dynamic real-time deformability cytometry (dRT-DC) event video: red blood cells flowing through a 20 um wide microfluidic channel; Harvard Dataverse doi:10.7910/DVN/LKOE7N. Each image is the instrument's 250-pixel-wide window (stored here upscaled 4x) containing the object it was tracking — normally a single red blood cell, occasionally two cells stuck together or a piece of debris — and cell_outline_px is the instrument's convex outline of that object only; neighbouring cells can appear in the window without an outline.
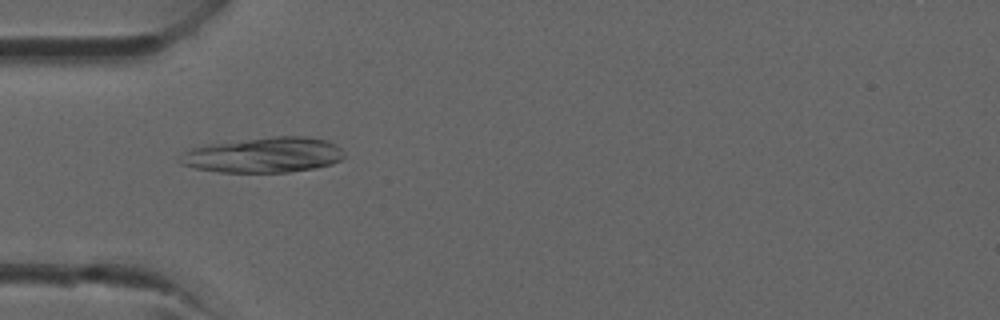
{"species": "common noctule bat (a hibernating species)", "species_latin": "Nyctalus noctula", "temperature_condition": "room temperature", "stored_images_in_passage": 38, "camera_frame_rate_fps": 3000, "um_per_image_px": 0.085, "animal": {"sex": "male", "forearm_length_mm": 52.5}, "frame": {"image": 1, "passage_image": 12, "time_ms": 3.667, "image_size_px": [1000, 320], "cell_outline_px": [[344, 156], [340, 160], [332, 164], [316, 168], [288, 172], [220, 172], [196, 168], [180, 164], [176, 160], [184, 152], [192, 148], [208, 144], [272, 136], [304, 136], [328, 140], [336, 144], [344, 152]], "centroid_in_image_um": [22.42, 13.17], "position_along_channel_um": 62.6, "area_um2": 33.93}}
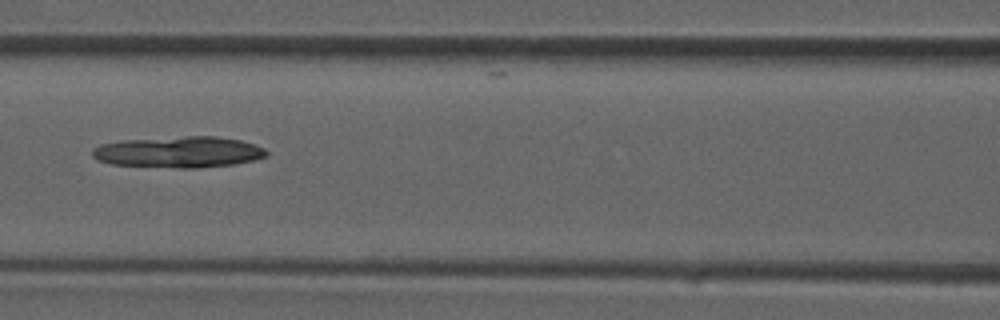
{"frame": {"image": 2, "passage_image": 17, "time_ms": 5.333, "image_size_px": [1000, 320], "cell_outline_px": [[268, 156], [252, 160], [232, 164], [196, 168], [176, 168], [112, 164], [96, 160], [92, 156], [92, 148], [100, 144], [120, 140], [184, 136], [216, 136], [240, 140], [264, 148], [268, 152]], "centroid_in_image_um": [15.15, 12.92], "position_along_channel_um": 151.5, "area_um2": 31.73}}
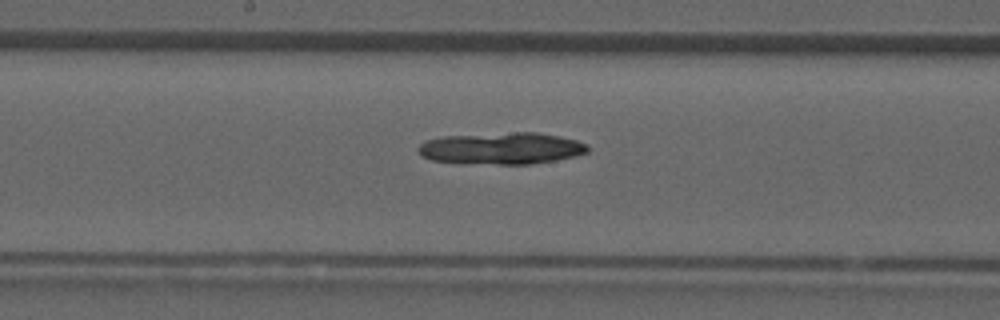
{"frame": {"image": 3, "passage_image": 20, "time_ms": 6.333, "image_size_px": [1000, 320], "cell_outline_px": [[588, 152], [576, 156], [556, 160], [528, 164], [500, 164], [432, 160], [420, 156], [416, 148], [424, 140], [444, 136], [512, 132], [536, 132], [560, 136], [576, 140], [588, 144]], "centroid_in_image_um": [42.64, 12.59], "position_along_channel_um": 205.6, "area_um2": 31.33}}